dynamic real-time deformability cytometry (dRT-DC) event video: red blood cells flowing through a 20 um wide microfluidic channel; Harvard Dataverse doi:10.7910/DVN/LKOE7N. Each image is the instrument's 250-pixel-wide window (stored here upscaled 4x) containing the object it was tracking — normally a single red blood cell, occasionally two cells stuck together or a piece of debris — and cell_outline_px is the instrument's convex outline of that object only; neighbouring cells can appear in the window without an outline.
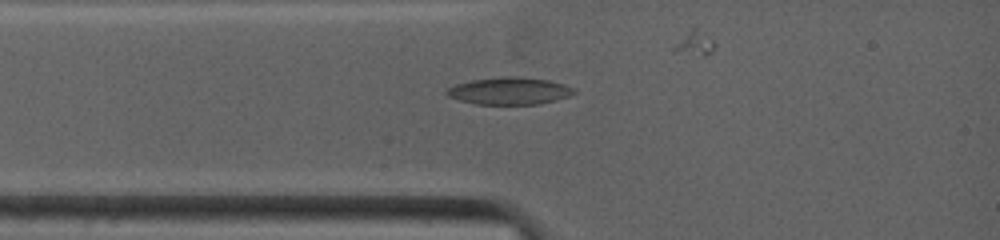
{"species": "common noctule bat (a hibernating species)", "species_latin": "Nyctalus noctula", "temperature_condition": "warm", "stored_images_in_passage": 35, "camera_frame_rate_fps": 4500, "um_per_image_px": 0.085, "animal": {"sex": "female", "body_mass_g": 19.0, "forearm_length_mm": 53.3}, "frame": {"image": 1, "passage_image": 7, "time_ms": 1.778, "image_size_px": [1000, 240], "cell_outline_px": [[576, 92], [568, 96], [536, 104], [476, 104], [460, 100], [448, 96], [444, 92], [448, 88], [456, 84], [472, 80], [508, 76], [512, 76], [548, 80], [564, 84], [572, 88]], "centroid_in_image_um": [43.26, 7.72], "position_along_channel_um": 41.7, "area_um2": 19.77}}
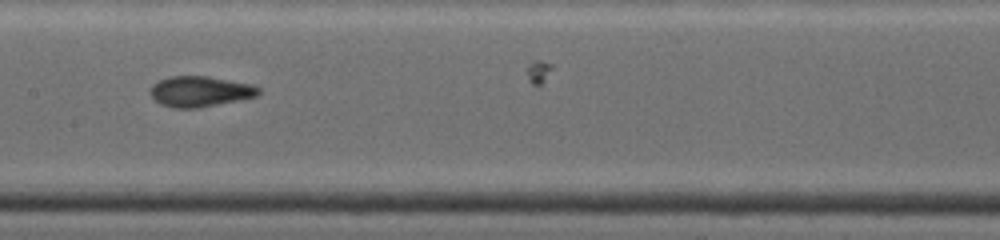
{"frame": {"image": 2, "passage_image": 19, "time_ms": 5.556, "image_size_px": [1000, 240], "cell_outline_px": [[260, 92], [256, 96], [196, 108], [176, 108], [160, 104], [152, 96], [152, 84], [160, 80], [172, 76], [208, 76], [248, 84], [260, 88]], "centroid_in_image_um": [16.98, 7.77], "position_along_channel_um": 190.4, "area_um2": 18.73}}
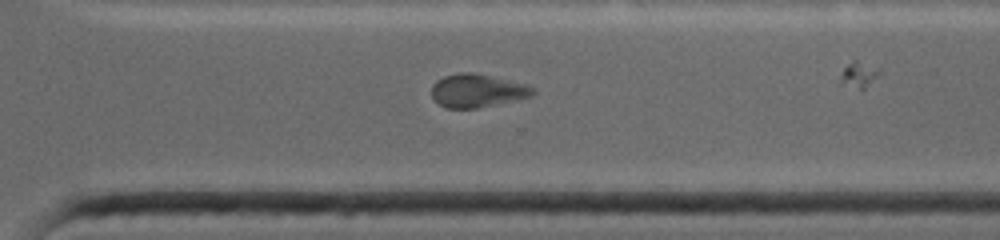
{"frame": {"image": 3, "passage_image": 31, "time_ms": 9.111, "image_size_px": [1000, 240], "cell_outline_px": [[536, 92], [532, 96], [476, 108], [444, 108], [432, 96], [432, 84], [436, 80], [444, 76], [460, 72], [472, 72], [492, 76], [524, 84], [536, 88]], "centroid_in_image_um": [40.55, 7.7], "position_along_channel_um": 330.0, "area_um2": 19.48}}